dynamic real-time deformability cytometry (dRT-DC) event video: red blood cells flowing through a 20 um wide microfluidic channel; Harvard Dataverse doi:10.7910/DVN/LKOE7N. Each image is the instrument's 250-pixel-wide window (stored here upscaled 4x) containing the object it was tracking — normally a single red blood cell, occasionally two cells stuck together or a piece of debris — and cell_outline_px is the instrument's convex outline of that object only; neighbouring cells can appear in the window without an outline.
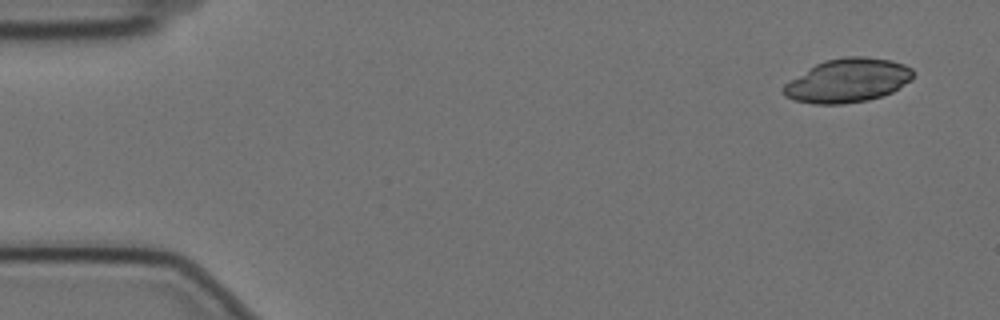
{"species": "Egyptian fruit bat (a non-hibernating species)", "species_latin": "Rousettus aegyptiacus", "temperature_condition": "cold", "stored_images_in_passage": 16, "camera_frame_rate_fps": 3000, "um_per_image_px": 0.085, "animal": {"sex": "female"}, "frame": {"image": 1, "passage_image": 1, "time_ms": 0.0, "image_size_px": [1000, 320], "cell_outline_px": [[912, 80], [892, 92], [868, 100], [844, 104], [812, 104], [796, 100], [784, 96], [780, 88], [784, 84], [808, 68], [824, 60], [844, 56], [864, 56], [892, 60], [904, 64], [912, 68]], "centroid_in_image_um": [72.03, 6.84], "position_along_channel_um": 13.0, "area_um2": 33.29}}